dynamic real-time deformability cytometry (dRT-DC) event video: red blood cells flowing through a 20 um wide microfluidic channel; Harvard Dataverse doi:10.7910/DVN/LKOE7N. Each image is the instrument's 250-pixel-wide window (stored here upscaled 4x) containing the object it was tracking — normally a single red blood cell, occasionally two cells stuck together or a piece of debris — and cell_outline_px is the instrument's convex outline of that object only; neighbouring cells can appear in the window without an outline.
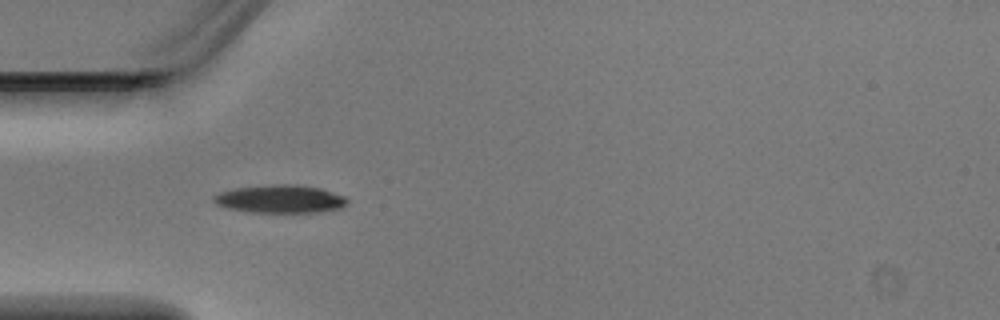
{"species": "Egyptian fruit bat (a non-hibernating species)", "species_latin": "Rousettus aegyptiacus", "temperature_condition": "warm", "stored_images_in_passage": 3, "camera_frame_rate_fps": 3000, "um_per_image_px": 0.085, "animal": {"sex": "male"}, "frame": {"image": 1, "passage_image": 1, "time_ms": 0.0, "image_size_px": [1000, 320], "cell_outline_px": [[348, 204], [340, 208], [320, 212], [248, 212], [228, 208], [216, 204], [212, 200], [212, 196], [220, 192], [232, 188], [272, 184], [296, 184], [320, 188], [344, 196], [348, 200]], "centroid_in_image_um": [23.79, 16.91], "position_along_channel_um": 61.2, "area_um2": 21.96}}
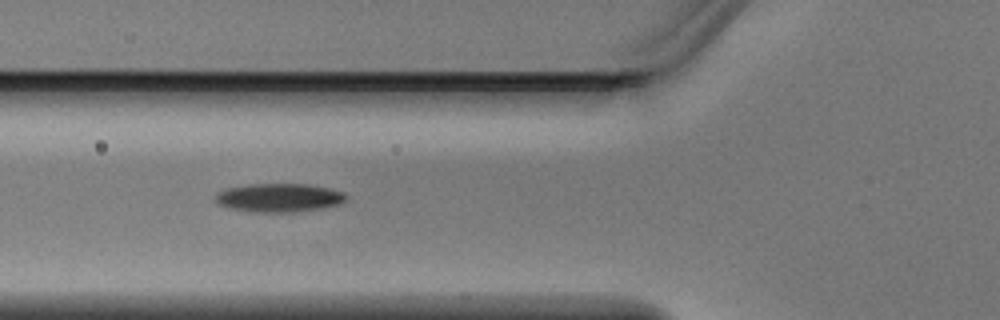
{"frame": {"image": 2, "passage_image": 2, "time_ms": 0.333, "image_size_px": [1000, 320], "cell_outline_px": [[348, 196], [340, 204], [320, 208], [292, 212], [256, 212], [228, 208], [220, 204], [216, 200], [216, 192], [224, 188], [248, 184], [308, 184], [328, 188], [344, 192]], "centroid_in_image_um": [23.7, 16.79], "position_along_channel_um": 102.1, "area_um2": 21.73}}
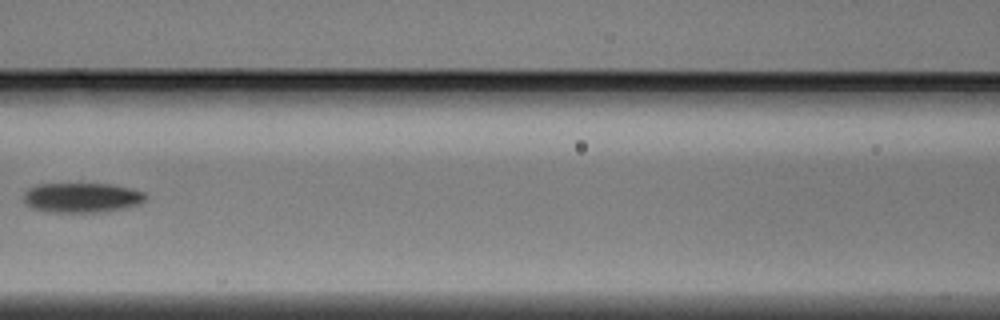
{"frame": {"image": 3, "passage_image": 3, "time_ms": 0.667, "image_size_px": [1000, 320], "cell_outline_px": [[148, 200], [140, 204], [128, 208], [100, 212], [52, 212], [32, 208], [24, 200], [24, 192], [28, 188], [36, 184], [108, 184], [128, 188], [144, 192], [148, 196]], "centroid_in_image_um": [7.0, 16.8], "position_along_channel_um": 159.6, "area_um2": 21.27}}